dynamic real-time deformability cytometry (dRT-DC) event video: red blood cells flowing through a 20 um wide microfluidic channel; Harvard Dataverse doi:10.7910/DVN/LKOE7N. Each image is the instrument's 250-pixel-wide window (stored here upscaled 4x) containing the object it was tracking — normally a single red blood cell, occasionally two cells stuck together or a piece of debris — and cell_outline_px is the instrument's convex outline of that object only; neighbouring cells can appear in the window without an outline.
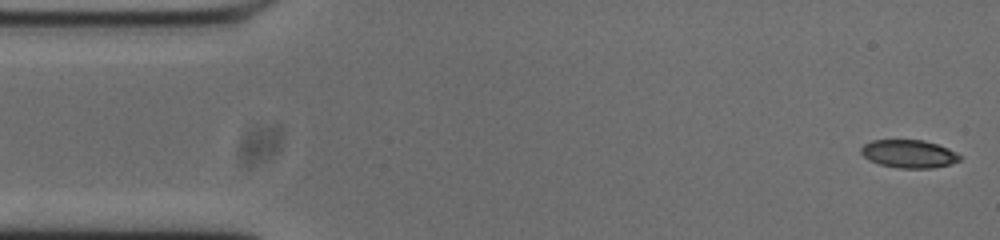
{"species": "common noctule bat (a hibernating species)", "species_latin": "Nyctalus noctula", "temperature_condition": "cold", "stored_images_in_passage": 53, "camera_frame_rate_fps": 3000, "um_per_image_px": 0.085, "animal": {"sex": "male", "body_mass_g": 20.0, "forearm_length_mm": 53.3}, "frame": {"image": 1, "passage_image": 1, "time_ms": 0.0, "image_size_px": [1000, 240], "cell_outline_px": [[964, 156], [960, 160], [948, 164], [932, 168], [900, 168], [880, 164], [868, 160], [860, 152], [860, 148], [864, 144], [872, 140], [924, 140], [948, 148]], "centroid_in_image_um": [77.25, 13.07], "position_along_channel_um": 7.7, "area_um2": 16.13}}
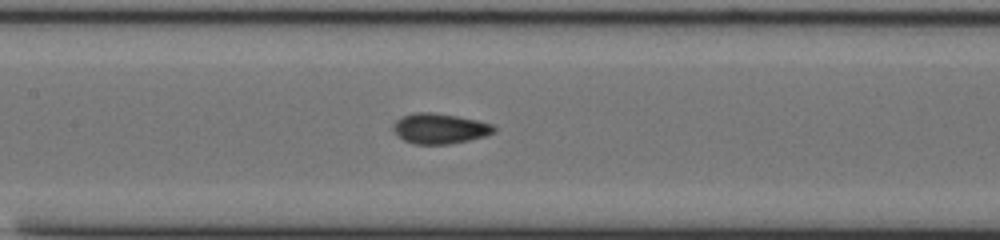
{"frame": {"image": 2, "passage_image": 23, "time_ms": 7.333, "image_size_px": [1000, 240], "cell_outline_px": [[496, 128], [492, 132], [484, 136], [468, 140], [448, 144], [412, 144], [404, 140], [392, 128], [396, 120], [404, 116], [416, 112], [432, 112], [456, 116], [476, 120], [492, 124]], "centroid_in_image_um": [37.36, 10.92], "position_along_channel_um": 170.0, "area_um2": 17.46}}
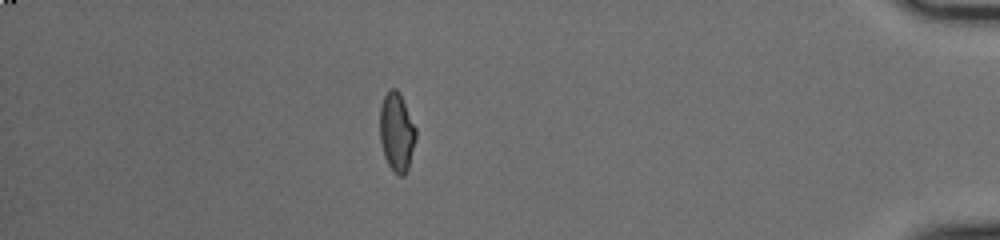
{"frame": {"image": 3, "passage_image": 46, "time_ms": 15.0, "image_size_px": [1000, 240], "cell_outline_px": [[416, 136], [408, 168], [404, 176], [400, 176], [388, 164], [384, 156], [380, 140], [380, 108], [384, 96], [388, 88], [396, 88], [400, 92], [416, 128]], "centroid_in_image_um": [33.71, 11.18], "position_along_channel_um": 401.5, "area_um2": 16.47}, "authors_computed_cell_mechanics": {"area_um2": 16.7042, "velocity_mm_per_s": 3.7391, "shape_relaxation_time_tau1_ms": 11.0945, "shape_relaxation_time_tau2_ms": 1.0698, "deformation_change_tau1": 0.2201, "deformation_change_tau2": 0.0655}}